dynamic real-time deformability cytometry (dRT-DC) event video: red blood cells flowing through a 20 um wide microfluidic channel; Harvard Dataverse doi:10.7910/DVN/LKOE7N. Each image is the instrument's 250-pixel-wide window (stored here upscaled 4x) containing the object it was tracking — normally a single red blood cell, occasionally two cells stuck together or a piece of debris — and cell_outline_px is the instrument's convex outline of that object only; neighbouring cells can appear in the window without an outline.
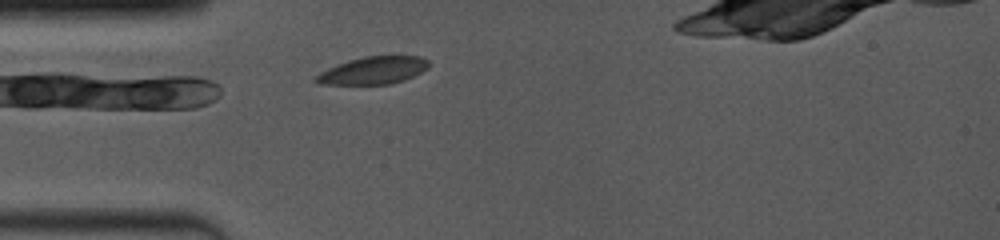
{"species": "common noctule bat (a hibernating species)", "species_latin": "Nyctalus noctula", "temperature_condition": "room temperature", "stored_images_in_passage": 14, "camera_frame_rate_fps": 4000, "um_per_image_px": 0.085, "animal": {"sex": "female", "body_mass_g": 19.0, "forearm_length_mm": 53.3}, "frame": {"image": 1, "passage_image": 1, "time_ms": 0.0, "image_size_px": [1000, 240], "cell_outline_px": [[428, 68], [404, 80], [392, 84], [320, 84], [312, 80], [320, 72], [328, 68], [348, 60], [364, 56], [420, 56], [428, 60]], "centroid_in_image_um": [31.7, 5.99], "position_along_channel_um": 53.3, "area_um2": 17.98}}
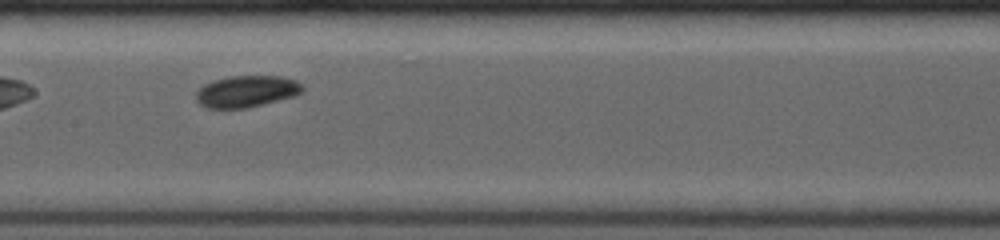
{"frame": {"image": 2, "passage_image": 6, "time_ms": 3.5, "image_size_px": [1000, 240], "cell_outline_px": [[304, 88], [296, 96], [248, 108], [208, 108], [200, 104], [196, 100], [196, 92], [204, 84], [228, 76], [284, 76], [296, 80]], "centroid_in_image_um": [20.97, 7.77], "position_along_channel_um": 186.4, "area_um2": 19.65}}
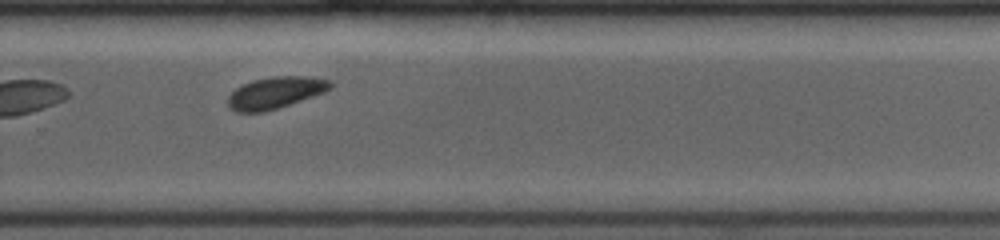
{"frame": {"image": 3, "passage_image": 13, "time_ms": 6.5, "image_size_px": [1000, 240], "cell_outline_px": [[332, 88], [324, 92], [264, 112], [236, 112], [228, 104], [228, 96], [236, 88], [252, 80], [272, 76], [308, 76], [332, 80]], "centroid_in_image_um": [23.42, 7.86], "position_along_channel_um": 306.4, "area_um2": 18.73}}